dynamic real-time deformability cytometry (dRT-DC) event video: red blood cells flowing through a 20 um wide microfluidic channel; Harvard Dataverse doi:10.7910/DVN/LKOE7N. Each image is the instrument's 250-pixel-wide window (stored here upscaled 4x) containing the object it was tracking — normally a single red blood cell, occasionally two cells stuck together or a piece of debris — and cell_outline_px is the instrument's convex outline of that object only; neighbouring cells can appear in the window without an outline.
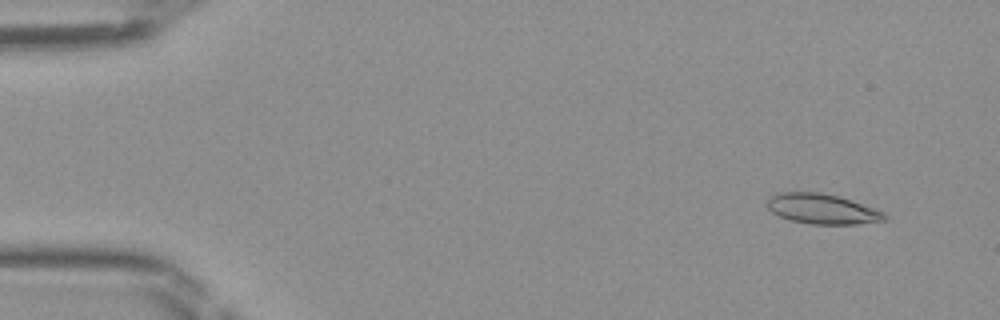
{"species": "Egyptian fruit bat (a non-hibernating species)", "species_latin": "Rousettus aegyptiacus", "temperature_condition": "room temperature", "stored_images_in_passage": 49, "segment_of_instrument_passage": [1, 2], "camera_frame_rate_fps": 3000, "um_per_image_px": 0.085, "frame": {"image": 1, "passage_image": 4, "time_ms": 1.0, "image_size_px": [1000, 320], "cell_outline_px": [[888, 220], [856, 224], [808, 224], [788, 220], [772, 212], [768, 208], [768, 196], [776, 192], [820, 192], [852, 200], [884, 212], [888, 216]], "centroid_in_image_um": [69.87, 17.76], "position_along_channel_um": 15.1, "area_um2": 20.75}}
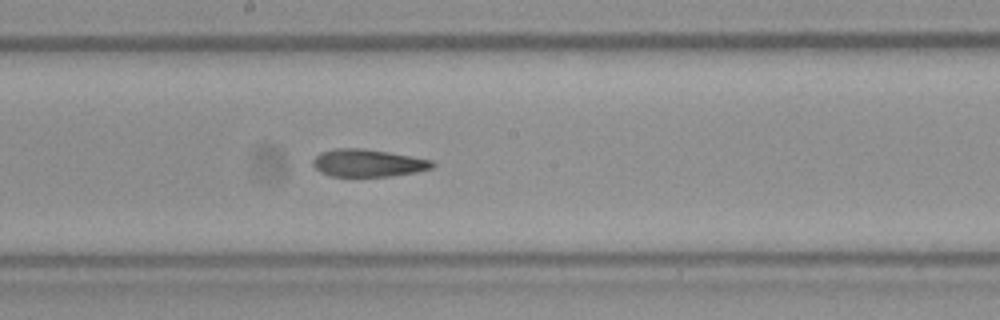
{"frame": {"image": 2, "passage_image": 26, "time_ms": 8.333, "image_size_px": [1000, 320], "cell_outline_px": [[436, 164], [432, 168], [416, 172], [388, 176], [332, 176], [320, 172], [312, 164], [312, 160], [320, 152], [332, 148], [364, 148], [412, 156], [432, 160]], "centroid_in_image_um": [31.26, 13.84], "position_along_channel_um": 216.9, "area_um2": 19.19}}
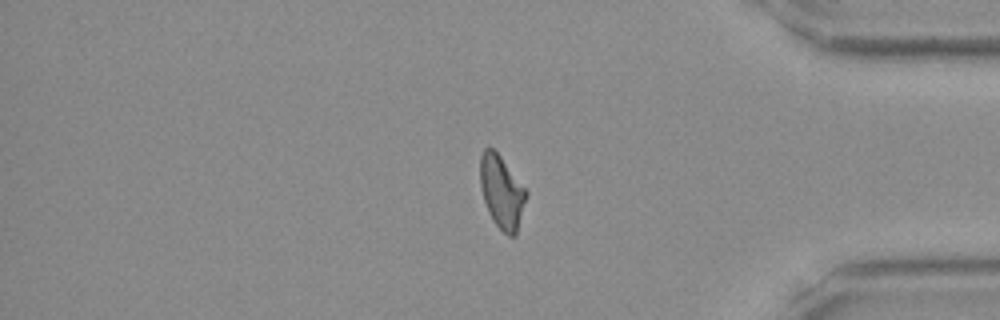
{"frame": {"image": 3, "passage_image": 40, "time_ms": 13.0, "image_size_px": [1000, 320], "cell_outline_px": [[528, 192], [516, 236], [508, 236], [492, 220], [488, 212], [484, 200], [480, 184], [480, 156], [484, 148], [492, 148], [500, 156]], "centroid_in_image_um": [42.64, 16.33], "position_along_channel_um": 392.6, "area_um2": 19.36}}